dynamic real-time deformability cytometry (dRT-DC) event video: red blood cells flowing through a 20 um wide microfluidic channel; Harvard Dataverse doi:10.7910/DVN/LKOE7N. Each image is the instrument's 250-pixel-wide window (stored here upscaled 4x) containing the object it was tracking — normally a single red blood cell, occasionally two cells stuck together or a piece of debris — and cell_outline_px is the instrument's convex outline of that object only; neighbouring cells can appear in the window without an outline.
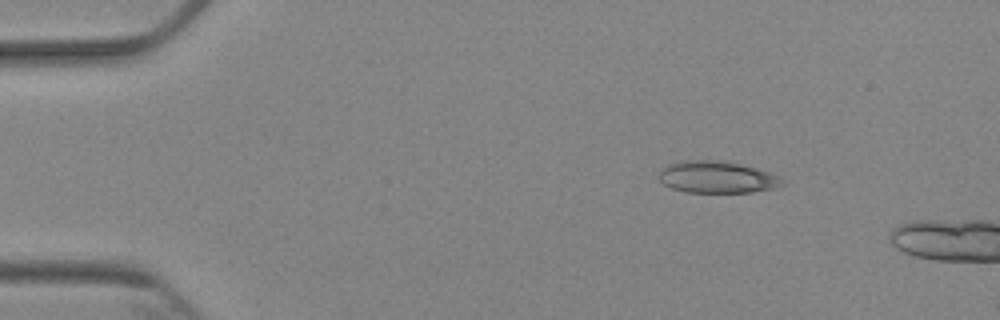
{"species": "Egyptian fruit bat (a non-hibernating species)", "species_latin": "Rousettus aegyptiacus", "temperature_condition": "cold", "stored_images_in_passage": 4, "camera_frame_rate_fps": 3000, "um_per_image_px": 0.085, "animal": {"sex": "female"}, "frame": {"image": 1, "passage_image": 1, "time_ms": 0.0, "image_size_px": [1000, 320], "cell_outline_px": [[784, 184], [776, 188], [752, 192], [684, 192], [672, 188], [664, 184], [660, 180], [660, 168], [668, 164], [684, 160], [720, 160], [740, 164], [756, 168], [768, 172], [784, 180]], "centroid_in_image_um": [60.93, 15.05], "position_along_channel_um": 24.1, "area_um2": 22.89}}